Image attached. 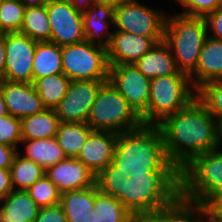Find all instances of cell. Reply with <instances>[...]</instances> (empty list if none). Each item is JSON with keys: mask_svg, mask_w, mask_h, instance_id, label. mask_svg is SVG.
Returning <instances> with one entry per match:
<instances>
[{"mask_svg": "<svg viewBox=\"0 0 222 222\" xmlns=\"http://www.w3.org/2000/svg\"><path fill=\"white\" fill-rule=\"evenodd\" d=\"M157 125L167 156L179 171L196 156L222 146V127L197 98Z\"/></svg>", "mask_w": 222, "mask_h": 222, "instance_id": "1", "label": "cell"}, {"mask_svg": "<svg viewBox=\"0 0 222 222\" xmlns=\"http://www.w3.org/2000/svg\"><path fill=\"white\" fill-rule=\"evenodd\" d=\"M111 164L124 178L149 172H179L167 156L160 127L152 124L119 133Z\"/></svg>", "mask_w": 222, "mask_h": 222, "instance_id": "2", "label": "cell"}, {"mask_svg": "<svg viewBox=\"0 0 222 222\" xmlns=\"http://www.w3.org/2000/svg\"><path fill=\"white\" fill-rule=\"evenodd\" d=\"M113 196L137 218L171 206L180 197L179 172H149L122 179Z\"/></svg>", "mask_w": 222, "mask_h": 222, "instance_id": "3", "label": "cell"}, {"mask_svg": "<svg viewBox=\"0 0 222 222\" xmlns=\"http://www.w3.org/2000/svg\"><path fill=\"white\" fill-rule=\"evenodd\" d=\"M220 147L193 158L179 171L180 198L206 207L222 195Z\"/></svg>", "mask_w": 222, "mask_h": 222, "instance_id": "4", "label": "cell"}, {"mask_svg": "<svg viewBox=\"0 0 222 222\" xmlns=\"http://www.w3.org/2000/svg\"><path fill=\"white\" fill-rule=\"evenodd\" d=\"M169 15L166 16L164 42L169 46L178 70L189 76L197 67L208 37L206 22L204 17Z\"/></svg>", "mask_w": 222, "mask_h": 222, "instance_id": "5", "label": "cell"}, {"mask_svg": "<svg viewBox=\"0 0 222 222\" xmlns=\"http://www.w3.org/2000/svg\"><path fill=\"white\" fill-rule=\"evenodd\" d=\"M86 123L92 130L110 131L116 134L143 125L141 116L110 80L105 81L99 89Z\"/></svg>", "mask_w": 222, "mask_h": 222, "instance_id": "6", "label": "cell"}, {"mask_svg": "<svg viewBox=\"0 0 222 222\" xmlns=\"http://www.w3.org/2000/svg\"><path fill=\"white\" fill-rule=\"evenodd\" d=\"M196 90L188 75H168L151 79L147 111L141 116L143 124L157 125L166 116L186 107Z\"/></svg>", "mask_w": 222, "mask_h": 222, "instance_id": "7", "label": "cell"}, {"mask_svg": "<svg viewBox=\"0 0 222 222\" xmlns=\"http://www.w3.org/2000/svg\"><path fill=\"white\" fill-rule=\"evenodd\" d=\"M63 73L71 81L109 80L107 49L86 40L61 47Z\"/></svg>", "mask_w": 222, "mask_h": 222, "instance_id": "8", "label": "cell"}, {"mask_svg": "<svg viewBox=\"0 0 222 222\" xmlns=\"http://www.w3.org/2000/svg\"><path fill=\"white\" fill-rule=\"evenodd\" d=\"M167 14L140 1L120 4L114 9V27L118 31L151 37L156 43L164 41Z\"/></svg>", "mask_w": 222, "mask_h": 222, "instance_id": "9", "label": "cell"}, {"mask_svg": "<svg viewBox=\"0 0 222 222\" xmlns=\"http://www.w3.org/2000/svg\"><path fill=\"white\" fill-rule=\"evenodd\" d=\"M107 80L71 81L68 92L54 108L60 123H86L99 89Z\"/></svg>", "mask_w": 222, "mask_h": 222, "instance_id": "10", "label": "cell"}, {"mask_svg": "<svg viewBox=\"0 0 222 222\" xmlns=\"http://www.w3.org/2000/svg\"><path fill=\"white\" fill-rule=\"evenodd\" d=\"M46 8L51 27L50 42L63 47L85 40L83 14L69 0H49Z\"/></svg>", "mask_w": 222, "mask_h": 222, "instance_id": "11", "label": "cell"}, {"mask_svg": "<svg viewBox=\"0 0 222 222\" xmlns=\"http://www.w3.org/2000/svg\"><path fill=\"white\" fill-rule=\"evenodd\" d=\"M109 80L140 116L147 111L151 79L134 64L109 65Z\"/></svg>", "mask_w": 222, "mask_h": 222, "instance_id": "12", "label": "cell"}, {"mask_svg": "<svg viewBox=\"0 0 222 222\" xmlns=\"http://www.w3.org/2000/svg\"><path fill=\"white\" fill-rule=\"evenodd\" d=\"M37 41L19 32L5 34V80L33 83V60Z\"/></svg>", "mask_w": 222, "mask_h": 222, "instance_id": "13", "label": "cell"}, {"mask_svg": "<svg viewBox=\"0 0 222 222\" xmlns=\"http://www.w3.org/2000/svg\"><path fill=\"white\" fill-rule=\"evenodd\" d=\"M60 193L92 187L96 175L77 158L66 157L45 171Z\"/></svg>", "mask_w": 222, "mask_h": 222, "instance_id": "14", "label": "cell"}, {"mask_svg": "<svg viewBox=\"0 0 222 222\" xmlns=\"http://www.w3.org/2000/svg\"><path fill=\"white\" fill-rule=\"evenodd\" d=\"M155 44L151 37L115 30L107 48L108 64H135Z\"/></svg>", "mask_w": 222, "mask_h": 222, "instance_id": "15", "label": "cell"}, {"mask_svg": "<svg viewBox=\"0 0 222 222\" xmlns=\"http://www.w3.org/2000/svg\"><path fill=\"white\" fill-rule=\"evenodd\" d=\"M117 137L114 132L93 130L77 159L97 176L111 163Z\"/></svg>", "mask_w": 222, "mask_h": 222, "instance_id": "16", "label": "cell"}, {"mask_svg": "<svg viewBox=\"0 0 222 222\" xmlns=\"http://www.w3.org/2000/svg\"><path fill=\"white\" fill-rule=\"evenodd\" d=\"M1 86L9 115L22 119L45 109L33 83L4 80Z\"/></svg>", "mask_w": 222, "mask_h": 222, "instance_id": "17", "label": "cell"}, {"mask_svg": "<svg viewBox=\"0 0 222 222\" xmlns=\"http://www.w3.org/2000/svg\"><path fill=\"white\" fill-rule=\"evenodd\" d=\"M114 9L112 5L96 3L82 13L86 41L106 49L109 47L113 35V32L109 33V26L114 25Z\"/></svg>", "mask_w": 222, "mask_h": 222, "instance_id": "18", "label": "cell"}, {"mask_svg": "<svg viewBox=\"0 0 222 222\" xmlns=\"http://www.w3.org/2000/svg\"><path fill=\"white\" fill-rule=\"evenodd\" d=\"M195 90L207 82L222 80V41L207 37L196 69L189 75Z\"/></svg>", "mask_w": 222, "mask_h": 222, "instance_id": "19", "label": "cell"}, {"mask_svg": "<svg viewBox=\"0 0 222 222\" xmlns=\"http://www.w3.org/2000/svg\"><path fill=\"white\" fill-rule=\"evenodd\" d=\"M134 65L149 79L168 75H187L178 70L172 52L164 41L156 43Z\"/></svg>", "mask_w": 222, "mask_h": 222, "instance_id": "20", "label": "cell"}, {"mask_svg": "<svg viewBox=\"0 0 222 222\" xmlns=\"http://www.w3.org/2000/svg\"><path fill=\"white\" fill-rule=\"evenodd\" d=\"M39 211L26 190H13L0 201V222H34Z\"/></svg>", "mask_w": 222, "mask_h": 222, "instance_id": "21", "label": "cell"}, {"mask_svg": "<svg viewBox=\"0 0 222 222\" xmlns=\"http://www.w3.org/2000/svg\"><path fill=\"white\" fill-rule=\"evenodd\" d=\"M95 185L79 190L61 193L60 205L67 222H89L90 214L94 211Z\"/></svg>", "mask_w": 222, "mask_h": 222, "instance_id": "22", "label": "cell"}, {"mask_svg": "<svg viewBox=\"0 0 222 222\" xmlns=\"http://www.w3.org/2000/svg\"><path fill=\"white\" fill-rule=\"evenodd\" d=\"M206 207L178 198L171 206L138 219V222H201Z\"/></svg>", "mask_w": 222, "mask_h": 222, "instance_id": "23", "label": "cell"}, {"mask_svg": "<svg viewBox=\"0 0 222 222\" xmlns=\"http://www.w3.org/2000/svg\"><path fill=\"white\" fill-rule=\"evenodd\" d=\"M89 222H138V219L120 200L101 192L95 184L94 211Z\"/></svg>", "mask_w": 222, "mask_h": 222, "instance_id": "24", "label": "cell"}, {"mask_svg": "<svg viewBox=\"0 0 222 222\" xmlns=\"http://www.w3.org/2000/svg\"><path fill=\"white\" fill-rule=\"evenodd\" d=\"M59 123L54 109L45 108L40 113L24 117L21 119L22 140L54 138Z\"/></svg>", "mask_w": 222, "mask_h": 222, "instance_id": "25", "label": "cell"}, {"mask_svg": "<svg viewBox=\"0 0 222 222\" xmlns=\"http://www.w3.org/2000/svg\"><path fill=\"white\" fill-rule=\"evenodd\" d=\"M32 72L33 83L39 78L63 73L61 46L50 41L37 42Z\"/></svg>", "mask_w": 222, "mask_h": 222, "instance_id": "26", "label": "cell"}, {"mask_svg": "<svg viewBox=\"0 0 222 222\" xmlns=\"http://www.w3.org/2000/svg\"><path fill=\"white\" fill-rule=\"evenodd\" d=\"M25 152L21 153L42 166L45 170L66 158L63 149L58 145L56 138L22 140Z\"/></svg>", "mask_w": 222, "mask_h": 222, "instance_id": "27", "label": "cell"}, {"mask_svg": "<svg viewBox=\"0 0 222 222\" xmlns=\"http://www.w3.org/2000/svg\"><path fill=\"white\" fill-rule=\"evenodd\" d=\"M92 131L87 123H59L55 138L66 157L77 158Z\"/></svg>", "mask_w": 222, "mask_h": 222, "instance_id": "28", "label": "cell"}, {"mask_svg": "<svg viewBox=\"0 0 222 222\" xmlns=\"http://www.w3.org/2000/svg\"><path fill=\"white\" fill-rule=\"evenodd\" d=\"M71 80L64 74H54L37 79L33 84L47 109H54L68 92Z\"/></svg>", "mask_w": 222, "mask_h": 222, "instance_id": "29", "label": "cell"}, {"mask_svg": "<svg viewBox=\"0 0 222 222\" xmlns=\"http://www.w3.org/2000/svg\"><path fill=\"white\" fill-rule=\"evenodd\" d=\"M45 169L17 152L10 167L11 182L14 190H27L45 175Z\"/></svg>", "mask_w": 222, "mask_h": 222, "instance_id": "30", "label": "cell"}, {"mask_svg": "<svg viewBox=\"0 0 222 222\" xmlns=\"http://www.w3.org/2000/svg\"><path fill=\"white\" fill-rule=\"evenodd\" d=\"M19 33L27 35L37 42L50 41L51 27L46 5L25 9L24 20Z\"/></svg>", "mask_w": 222, "mask_h": 222, "instance_id": "31", "label": "cell"}, {"mask_svg": "<svg viewBox=\"0 0 222 222\" xmlns=\"http://www.w3.org/2000/svg\"><path fill=\"white\" fill-rule=\"evenodd\" d=\"M196 98L222 127V80L207 82L196 90Z\"/></svg>", "mask_w": 222, "mask_h": 222, "instance_id": "32", "label": "cell"}, {"mask_svg": "<svg viewBox=\"0 0 222 222\" xmlns=\"http://www.w3.org/2000/svg\"><path fill=\"white\" fill-rule=\"evenodd\" d=\"M26 7L20 0L0 1V19L6 33L20 32Z\"/></svg>", "mask_w": 222, "mask_h": 222, "instance_id": "33", "label": "cell"}, {"mask_svg": "<svg viewBox=\"0 0 222 222\" xmlns=\"http://www.w3.org/2000/svg\"><path fill=\"white\" fill-rule=\"evenodd\" d=\"M26 191L40 208L60 204L61 193L46 174Z\"/></svg>", "mask_w": 222, "mask_h": 222, "instance_id": "34", "label": "cell"}, {"mask_svg": "<svg viewBox=\"0 0 222 222\" xmlns=\"http://www.w3.org/2000/svg\"><path fill=\"white\" fill-rule=\"evenodd\" d=\"M22 141L21 119L9 114L0 116V143L19 150Z\"/></svg>", "mask_w": 222, "mask_h": 222, "instance_id": "35", "label": "cell"}, {"mask_svg": "<svg viewBox=\"0 0 222 222\" xmlns=\"http://www.w3.org/2000/svg\"><path fill=\"white\" fill-rule=\"evenodd\" d=\"M123 174L111 163L96 176L98 189L110 196H114L122 184Z\"/></svg>", "mask_w": 222, "mask_h": 222, "instance_id": "36", "label": "cell"}, {"mask_svg": "<svg viewBox=\"0 0 222 222\" xmlns=\"http://www.w3.org/2000/svg\"><path fill=\"white\" fill-rule=\"evenodd\" d=\"M183 7V14L191 17H205L216 10L217 0H175Z\"/></svg>", "mask_w": 222, "mask_h": 222, "instance_id": "37", "label": "cell"}, {"mask_svg": "<svg viewBox=\"0 0 222 222\" xmlns=\"http://www.w3.org/2000/svg\"><path fill=\"white\" fill-rule=\"evenodd\" d=\"M34 222H67L66 215L60 204L41 207Z\"/></svg>", "mask_w": 222, "mask_h": 222, "instance_id": "38", "label": "cell"}, {"mask_svg": "<svg viewBox=\"0 0 222 222\" xmlns=\"http://www.w3.org/2000/svg\"><path fill=\"white\" fill-rule=\"evenodd\" d=\"M208 36L222 41V11L215 10L205 17ZM212 33V35L210 34ZM210 34V35H209Z\"/></svg>", "mask_w": 222, "mask_h": 222, "instance_id": "39", "label": "cell"}, {"mask_svg": "<svg viewBox=\"0 0 222 222\" xmlns=\"http://www.w3.org/2000/svg\"><path fill=\"white\" fill-rule=\"evenodd\" d=\"M17 152L16 148L0 143V168L10 169Z\"/></svg>", "mask_w": 222, "mask_h": 222, "instance_id": "40", "label": "cell"}, {"mask_svg": "<svg viewBox=\"0 0 222 222\" xmlns=\"http://www.w3.org/2000/svg\"><path fill=\"white\" fill-rule=\"evenodd\" d=\"M13 190L10 169L0 168V201Z\"/></svg>", "mask_w": 222, "mask_h": 222, "instance_id": "41", "label": "cell"}, {"mask_svg": "<svg viewBox=\"0 0 222 222\" xmlns=\"http://www.w3.org/2000/svg\"><path fill=\"white\" fill-rule=\"evenodd\" d=\"M208 214L217 222H222V195L206 206Z\"/></svg>", "mask_w": 222, "mask_h": 222, "instance_id": "42", "label": "cell"}, {"mask_svg": "<svg viewBox=\"0 0 222 222\" xmlns=\"http://www.w3.org/2000/svg\"><path fill=\"white\" fill-rule=\"evenodd\" d=\"M6 46L5 35L0 37V82L5 80Z\"/></svg>", "mask_w": 222, "mask_h": 222, "instance_id": "43", "label": "cell"}, {"mask_svg": "<svg viewBox=\"0 0 222 222\" xmlns=\"http://www.w3.org/2000/svg\"><path fill=\"white\" fill-rule=\"evenodd\" d=\"M71 5L79 12H85L89 7L97 3V0H69Z\"/></svg>", "mask_w": 222, "mask_h": 222, "instance_id": "44", "label": "cell"}, {"mask_svg": "<svg viewBox=\"0 0 222 222\" xmlns=\"http://www.w3.org/2000/svg\"><path fill=\"white\" fill-rule=\"evenodd\" d=\"M20 1L27 8V7H35V6L46 5V3L49 0H20Z\"/></svg>", "mask_w": 222, "mask_h": 222, "instance_id": "45", "label": "cell"}, {"mask_svg": "<svg viewBox=\"0 0 222 222\" xmlns=\"http://www.w3.org/2000/svg\"><path fill=\"white\" fill-rule=\"evenodd\" d=\"M7 114L8 112H7L6 102H5V98H4V94H3V90H2V86L0 82V116H5Z\"/></svg>", "mask_w": 222, "mask_h": 222, "instance_id": "46", "label": "cell"}, {"mask_svg": "<svg viewBox=\"0 0 222 222\" xmlns=\"http://www.w3.org/2000/svg\"><path fill=\"white\" fill-rule=\"evenodd\" d=\"M130 1H135V0H97V3L99 4H109L114 7L123 4L125 2H130Z\"/></svg>", "mask_w": 222, "mask_h": 222, "instance_id": "47", "label": "cell"}, {"mask_svg": "<svg viewBox=\"0 0 222 222\" xmlns=\"http://www.w3.org/2000/svg\"><path fill=\"white\" fill-rule=\"evenodd\" d=\"M201 222H217L208 213L202 218Z\"/></svg>", "mask_w": 222, "mask_h": 222, "instance_id": "48", "label": "cell"}, {"mask_svg": "<svg viewBox=\"0 0 222 222\" xmlns=\"http://www.w3.org/2000/svg\"><path fill=\"white\" fill-rule=\"evenodd\" d=\"M216 9L222 11V0H217V7H216Z\"/></svg>", "mask_w": 222, "mask_h": 222, "instance_id": "49", "label": "cell"}, {"mask_svg": "<svg viewBox=\"0 0 222 222\" xmlns=\"http://www.w3.org/2000/svg\"><path fill=\"white\" fill-rule=\"evenodd\" d=\"M5 34H6V32L2 28V22H1V19H0V37L4 36Z\"/></svg>", "mask_w": 222, "mask_h": 222, "instance_id": "50", "label": "cell"}]
</instances>
